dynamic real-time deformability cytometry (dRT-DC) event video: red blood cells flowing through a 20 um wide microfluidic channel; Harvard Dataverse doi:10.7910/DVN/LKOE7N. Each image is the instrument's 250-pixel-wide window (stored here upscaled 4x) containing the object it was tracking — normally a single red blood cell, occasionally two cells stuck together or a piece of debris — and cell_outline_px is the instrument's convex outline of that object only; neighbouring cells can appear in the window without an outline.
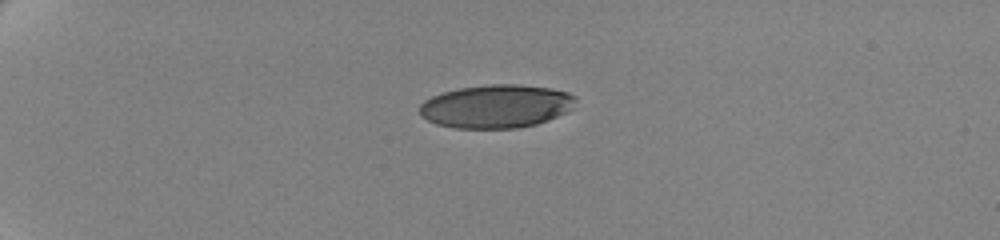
{"species": "human", "species_latin": "Homo sapiens", "temperature_condition": "cold", "stored_images_in_passage": 45, "camera_frame_rate_fps": 3000, "um_per_image_px": 0.085, "donor": {"sex": "female"}, "frame": {"image": 1, "passage_image": 1, "time_ms": 0.0, "image_size_px": [1000, 240], "cell_outline_px": [[576, 100], [572, 108], [548, 120], [536, 124], [516, 128], [456, 128], [436, 124], [428, 120], [420, 112], [420, 104], [424, 100], [432, 96], [444, 92], [460, 88], [492, 84], [520, 84], [552, 88], [568, 92], [576, 96]], "centroid_in_image_um": [42.2, 9.03], "position_along_channel_um": 42.8, "area_um2": 39.25}}
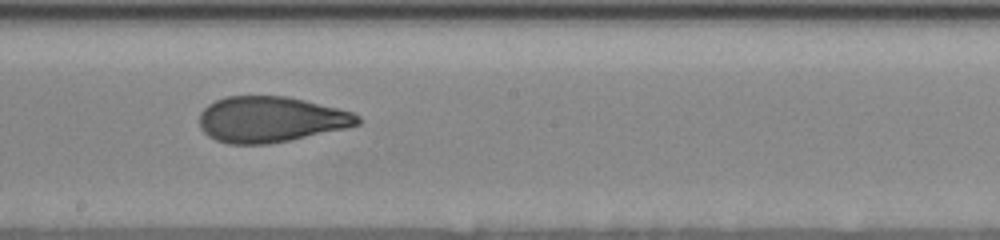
{"frame": {"image": 2, "passage_image": 22, "time_ms": 7.0, "image_size_px": [1000, 240], "cell_outline_px": [[360, 124], [348, 128], [268, 144], [228, 144], [216, 140], [208, 136], [200, 128], [200, 112], [208, 104], [216, 100], [228, 96], [288, 96], [352, 112], [360, 116]], "centroid_in_image_um": [22.99, 10.15], "position_along_channel_um": 225.2, "area_um2": 42.14}}
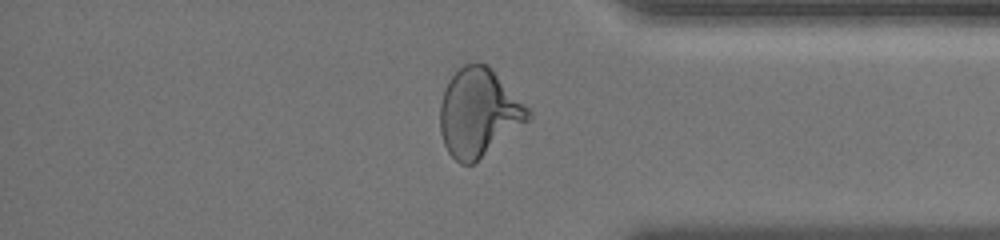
{"frame": {"image": 3, "passage_image": 37, "time_ms": 12.0, "image_size_px": [1000, 240], "cell_outline_px": [[532, 116], [528, 120], [472, 164], [460, 164], [448, 152], [444, 144], [440, 132], [440, 104], [444, 88], [448, 80], [464, 64], [476, 60], [492, 68], [532, 112]], "centroid_in_image_um": [40.66, 9.54], "position_along_channel_um": 394.5, "area_um2": 44.74}, "authors_computed_cell_mechanics": {"area_um2": 42.5986, "velocity_mm_per_s": 3.4886, "shape_relaxation_time_tau1_ms": 5.3836, "shape_relaxation_time_tau2_ms": 1.1467, "deformation_change_tau1": 0.1839, "deformation_change_tau2": 0.08}}